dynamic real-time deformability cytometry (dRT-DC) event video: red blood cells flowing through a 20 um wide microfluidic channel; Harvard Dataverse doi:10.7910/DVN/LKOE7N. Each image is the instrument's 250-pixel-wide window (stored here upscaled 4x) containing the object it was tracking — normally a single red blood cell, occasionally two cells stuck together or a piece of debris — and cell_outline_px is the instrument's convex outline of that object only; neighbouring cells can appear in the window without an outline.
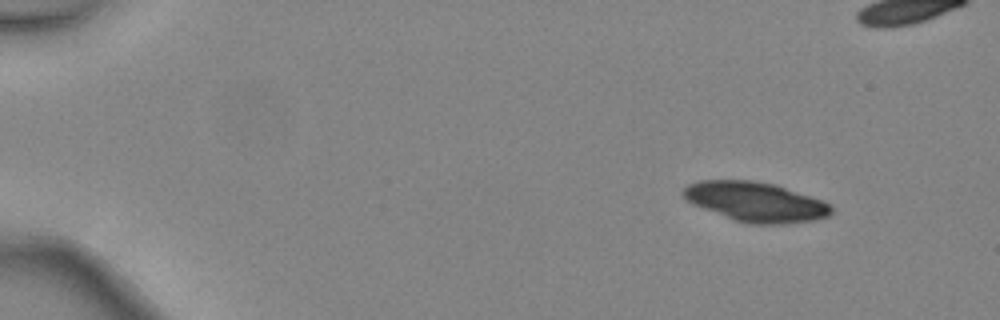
{"species": "common noctule bat (a hibernating species)", "species_latin": "Nyctalus noctula", "temperature_condition": "warm", "stored_images_in_passage": 4, "camera_frame_rate_fps": 3000, "um_per_image_px": 0.085, "animal": {"sex": "female", "body_mass_g": 24.6, "forearm_length_mm": 56.2}, "frame": {"image": 1, "passage_image": 1, "time_ms": 0.0, "image_size_px": [1000, 320], "cell_outline_px": [[832, 212], [828, 216], [812, 220], [784, 224], [752, 224], [736, 220], [692, 204], [680, 192], [688, 184], [700, 180], [752, 180], [776, 184], [820, 200], [828, 204], [832, 208]], "centroid_in_image_um": [64.2, 17.14], "position_along_channel_um": 20.8, "area_um2": 33.81}}